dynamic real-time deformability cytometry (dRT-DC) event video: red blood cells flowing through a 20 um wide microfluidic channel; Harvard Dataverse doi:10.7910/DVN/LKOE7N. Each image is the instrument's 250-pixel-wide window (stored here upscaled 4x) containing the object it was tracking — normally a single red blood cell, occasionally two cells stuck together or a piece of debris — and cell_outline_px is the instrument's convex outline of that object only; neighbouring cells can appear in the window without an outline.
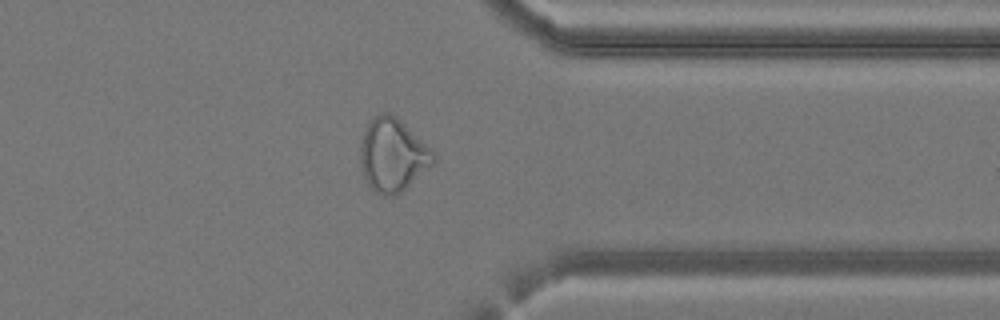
{"species": "common noctule bat (a hibernating species)", "species_latin": "Nyctalus noctula", "temperature_condition": "cold", "stored_images_in_passage": 30, "camera_frame_rate_fps": 3000, "um_per_image_px": 0.085, "animal": {"sex": "female", "body_mass_g": 24.6, "forearm_length_mm": 56.2}, "frame": {"image": 1, "passage_image": 22, "time_ms": 7.0, "image_size_px": [1000, 320], "cell_outline_px": [[436, 160], [432, 164], [396, 196], [384, 196], [376, 192], [368, 184], [364, 176], [360, 164], [360, 148], [364, 132], [368, 124], [380, 112], [388, 112], [396, 116], [436, 152]], "centroid_in_image_um": [33.39, 13.17], "position_along_channel_um": 378.0, "area_um2": 30.92}}